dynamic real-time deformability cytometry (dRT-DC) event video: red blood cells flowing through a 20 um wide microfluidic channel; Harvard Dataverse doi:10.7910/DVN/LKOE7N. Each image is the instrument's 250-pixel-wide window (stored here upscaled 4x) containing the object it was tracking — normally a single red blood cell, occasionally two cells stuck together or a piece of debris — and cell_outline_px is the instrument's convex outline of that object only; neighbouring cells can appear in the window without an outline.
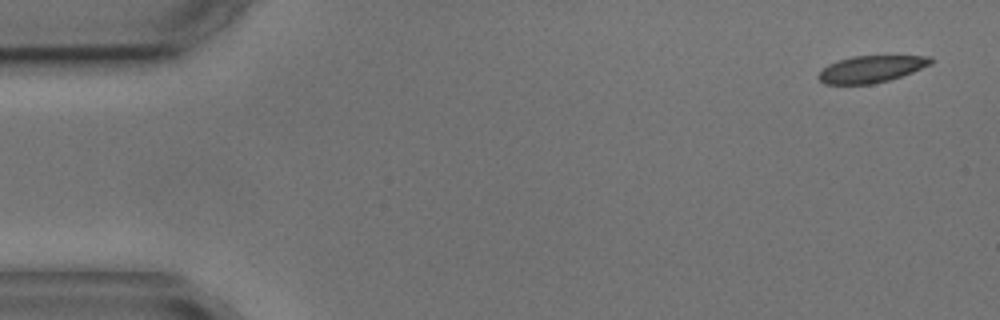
{"species": "common noctule bat (a hibernating species)", "species_latin": "Nyctalus noctula", "temperature_condition": "cold", "stored_images_in_passage": 4, "camera_frame_rate_fps": 3000, "um_per_image_px": 0.085, "animal": {"sex": "male", "body_mass_g": 17.9, "forearm_length_mm": 54.2}, "frame": {"image": 1, "passage_image": 1, "time_ms": 0.0, "image_size_px": [1000, 320], "cell_outline_px": [[936, 60], [932, 64], [912, 72], [888, 80], [872, 84], [824, 84], [820, 80], [820, 72], [828, 64], [852, 56], [932, 56]], "centroid_in_image_um": [74.11, 5.86], "position_along_channel_um": 10.9, "area_um2": 17.4}}